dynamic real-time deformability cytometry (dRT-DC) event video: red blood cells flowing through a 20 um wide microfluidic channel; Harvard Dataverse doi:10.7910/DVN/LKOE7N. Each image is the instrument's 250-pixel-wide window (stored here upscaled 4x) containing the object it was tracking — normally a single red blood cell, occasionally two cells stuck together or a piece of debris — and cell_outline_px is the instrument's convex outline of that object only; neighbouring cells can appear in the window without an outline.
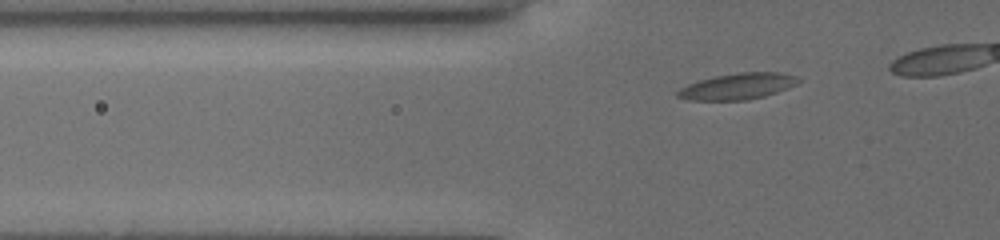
{"species": "common noctule bat (a hibernating species)", "species_latin": "Nyctalus noctula", "temperature_condition": "cold", "stored_images_in_passage": 11, "camera_frame_rate_fps": 3000, "um_per_image_px": 0.085, "animal": {"sex": "female", "body_mass_g": 19.5, "forearm_length_mm": 54.1}, "frame": {"image": 1, "passage_image": 3, "time_ms": 1.0, "image_size_px": [1000, 240], "cell_outline_px": [[800, 80], [796, 84], [788, 88], [764, 96], [748, 100], [688, 100], [676, 96], [676, 92], [680, 88], [688, 84], [700, 80], [716, 76], [740, 72], [780, 72], [796, 76]], "centroid_in_image_um": [62.69, 7.34], "position_along_channel_um": 63.1, "area_um2": 18.32}}
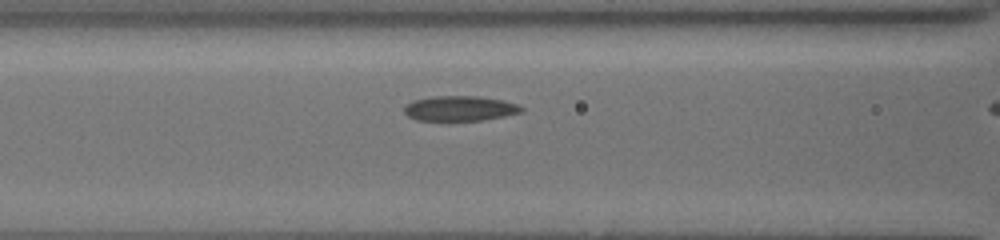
{"frame": {"image": 2, "passage_image": 10, "time_ms": 3.0, "image_size_px": [1000, 240], "cell_outline_px": [[524, 112], [484, 120], [416, 120], [408, 116], [404, 112], [404, 108], [408, 104], [416, 100], [432, 96], [480, 96], [504, 100], [516, 104], [524, 108]], "centroid_in_image_um": [39.14, 9.21], "position_along_channel_um": 127.5, "area_um2": 17.05}}